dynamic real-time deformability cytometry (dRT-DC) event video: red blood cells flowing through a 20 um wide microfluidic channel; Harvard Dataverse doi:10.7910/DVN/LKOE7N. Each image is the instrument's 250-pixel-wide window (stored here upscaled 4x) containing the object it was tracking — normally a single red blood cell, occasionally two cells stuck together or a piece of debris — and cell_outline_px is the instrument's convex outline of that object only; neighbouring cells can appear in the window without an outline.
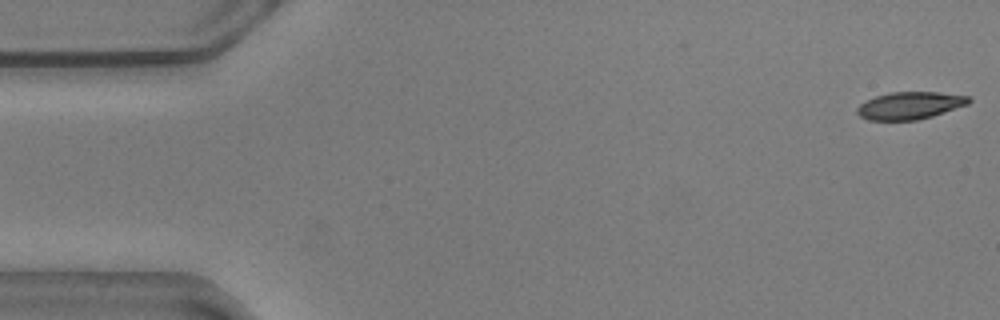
{"species": "common noctule bat (a hibernating species)", "species_latin": "Nyctalus noctula", "temperature_condition": "warm", "stored_images_in_passage": 6, "camera_frame_rate_fps": 3000, "um_per_image_px": 0.085, "animal": {"sex": "male", "body_mass_g": 20.5, "forearm_length_mm": 52.5}, "frame": {"image": 1, "passage_image": 1, "time_ms": 0.0, "image_size_px": [1000, 320], "cell_outline_px": [[972, 100], [968, 104], [932, 116], [916, 120], [868, 120], [860, 116], [856, 112], [856, 108], [860, 104], [876, 96], [892, 92], [940, 92], [968, 96]], "centroid_in_image_um": [77.34, 8.97], "position_along_channel_um": 7.7, "area_um2": 17.69}}